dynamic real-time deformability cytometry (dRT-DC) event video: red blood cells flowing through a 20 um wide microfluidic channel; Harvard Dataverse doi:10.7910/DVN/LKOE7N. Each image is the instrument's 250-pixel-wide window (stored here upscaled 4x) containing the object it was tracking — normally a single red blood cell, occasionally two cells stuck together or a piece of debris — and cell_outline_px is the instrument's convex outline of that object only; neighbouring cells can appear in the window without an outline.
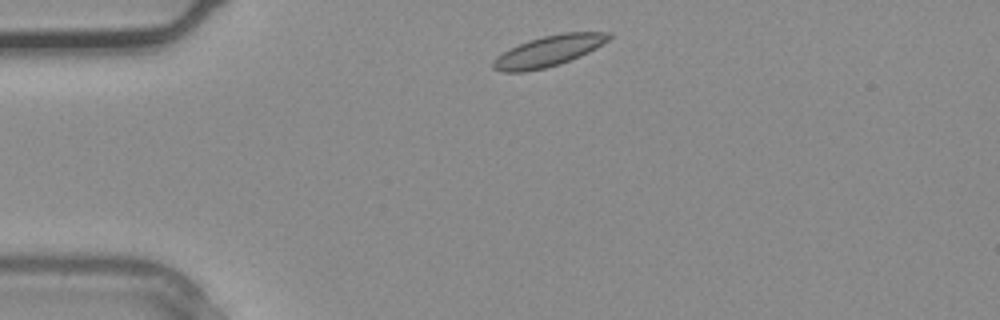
{"species": "common noctule bat (a hibernating species)", "species_latin": "Nyctalus noctula", "temperature_condition": "warm", "stored_images_in_passage": 3, "camera_frame_rate_fps": 3000, "um_per_image_px": 0.085, "animal": {"sex": "male", "body_mass_g": 20.4}, "frame": {"image": 1, "passage_image": 3, "time_ms": 0.667, "image_size_px": [1000, 320], "cell_outline_px": [[612, 36], [608, 40], [596, 48], [580, 56], [560, 64], [544, 68], [524, 72], [500, 72], [492, 68], [492, 60], [496, 56], [528, 40], [544, 36], [564, 32], [608, 32]], "centroid_in_image_um": [46.61, 4.35], "position_along_channel_um": 38.4, "area_um2": 20.63}}